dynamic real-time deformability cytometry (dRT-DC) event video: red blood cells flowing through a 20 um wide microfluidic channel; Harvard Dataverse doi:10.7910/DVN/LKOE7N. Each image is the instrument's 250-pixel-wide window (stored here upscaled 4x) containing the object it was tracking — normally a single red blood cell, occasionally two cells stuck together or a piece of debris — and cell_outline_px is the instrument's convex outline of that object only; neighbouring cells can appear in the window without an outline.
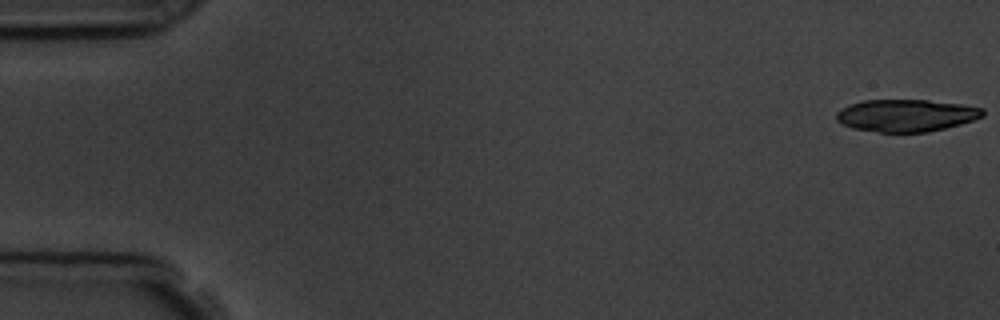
{"species": "common noctule bat (a hibernating species)", "species_latin": "Nyctalus noctula", "temperature_condition": "room temperature", "stored_images_in_passage": 11, "camera_frame_rate_fps": 3000, "um_per_image_px": 0.085, "animal": {"sex": "male", "body_mass_g": 19.5, "forearm_length_mm": 54.6}, "frame": {"image": 1, "passage_image": 1, "time_ms": 0.0, "image_size_px": [1000, 320], "cell_outline_px": [[984, 116], [960, 124], [928, 132], [880, 132], [852, 128], [840, 124], [836, 120], [836, 112], [848, 104], [860, 100], [928, 100], [964, 104], [984, 108]], "centroid_in_image_um": [77.0, 9.8], "position_along_channel_um": 8.0, "area_um2": 27.74}}
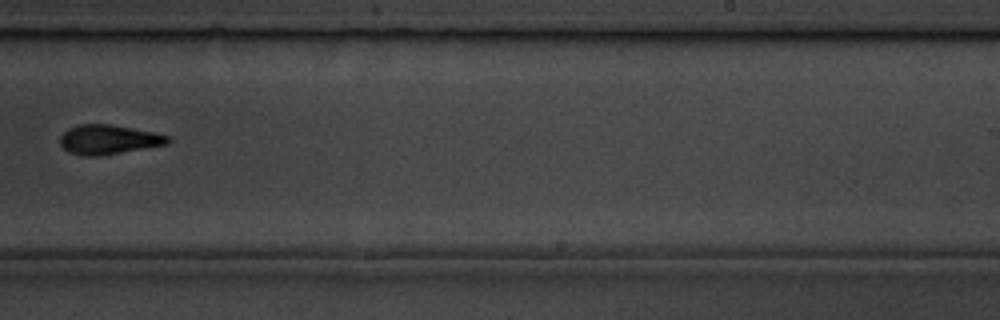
{"frame": {"image": 2, "passage_image": 11, "time_ms": 11.333, "image_size_px": [1000, 320], "cell_outline_px": [[172, 140], [168, 144], [100, 156], [84, 156], [68, 152], [60, 144], [60, 136], [68, 128], [80, 124], [112, 124], [156, 132], [168, 136]], "centroid_in_image_um": [9.24, 11.86], "position_along_channel_um": 279.8, "area_um2": 18.67}}